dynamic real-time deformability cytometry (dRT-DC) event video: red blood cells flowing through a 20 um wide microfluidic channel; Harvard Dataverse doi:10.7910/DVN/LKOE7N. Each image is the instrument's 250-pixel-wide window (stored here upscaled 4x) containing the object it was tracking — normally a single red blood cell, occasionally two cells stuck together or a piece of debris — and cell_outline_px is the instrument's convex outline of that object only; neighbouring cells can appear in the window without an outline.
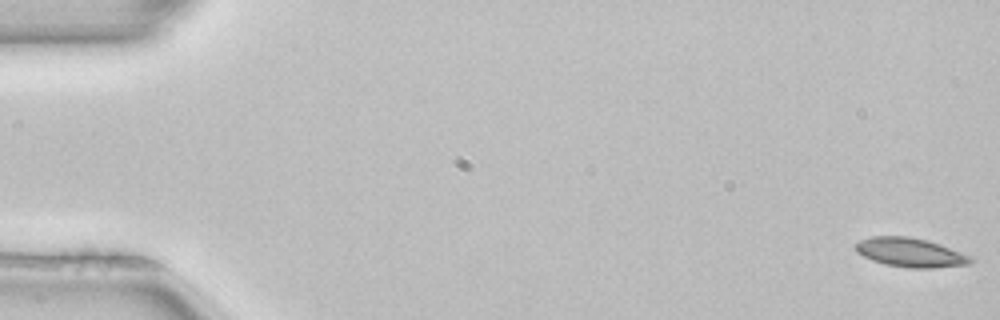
{"species": "common noctule bat (a hibernating species)", "species_latin": "Nyctalus noctula", "temperature_condition": "room temperature", "stored_images_in_passage": 4, "camera_frame_rate_fps": 3000, "um_per_image_px": 0.085, "animal": {"sex": "female", "body_mass_g": 22.7, "forearm_length_mm": 54.2}, "frame": {"image": 1, "passage_image": 1, "time_ms": 0.0, "image_size_px": [1000, 320], "cell_outline_px": [[976, 260], [968, 264], [932, 268], [908, 268], [884, 264], [872, 260], [856, 252], [856, 244], [860, 240], [872, 236], [908, 236], [928, 240], [940, 244], [972, 256]], "centroid_in_image_um": [77.41, 21.46], "position_along_channel_um": 7.6, "area_um2": 19.59}}
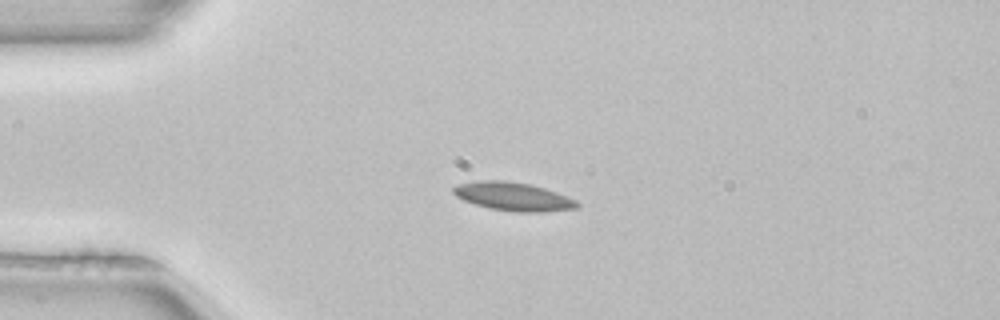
{"frame": {"image": 2, "passage_image": 3, "time_ms": 0.667, "image_size_px": [1000, 320], "cell_outline_px": [[580, 204], [576, 208], [544, 212], [512, 212], [488, 208], [464, 200], [456, 196], [452, 192], [452, 188], [456, 184], [476, 180], [504, 180], [528, 184], [544, 188], [556, 192], [576, 200]], "centroid_in_image_um": [43.58, 16.7], "position_along_channel_um": 41.4, "area_um2": 20.58}}